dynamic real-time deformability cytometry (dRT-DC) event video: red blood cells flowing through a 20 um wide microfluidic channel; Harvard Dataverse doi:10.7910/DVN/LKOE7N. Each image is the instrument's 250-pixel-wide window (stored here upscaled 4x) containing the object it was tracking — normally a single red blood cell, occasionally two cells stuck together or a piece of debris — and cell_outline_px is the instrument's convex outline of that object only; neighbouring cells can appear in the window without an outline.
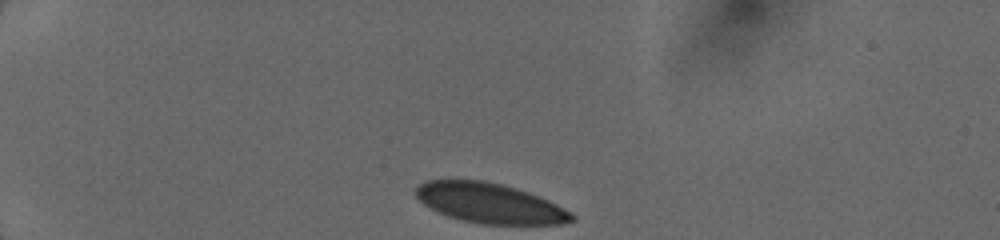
{"species": "human", "species_latin": "Homo sapiens", "temperature_condition": "cold", "stored_images_in_passage": 52, "camera_frame_rate_fps": 3000, "um_per_image_px": 0.085, "donor": {"sex": "female"}, "frame": {"image": 1, "passage_image": 1, "time_ms": 0.0, "image_size_px": [1000, 240], "cell_outline_px": [[576, 220], [560, 224], [484, 224], [464, 220], [448, 216], [424, 204], [412, 192], [424, 180], [484, 180], [516, 188], [528, 192], [548, 200], [572, 212], [576, 216]], "centroid_in_image_um": [41.65, 17.26], "position_along_channel_um": 43.4, "area_um2": 36.13}}
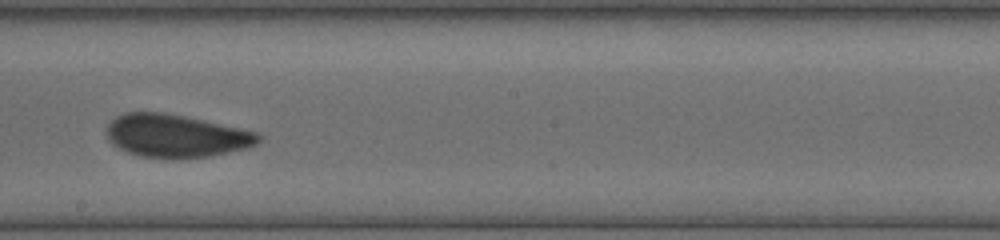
{"frame": {"image": 2, "passage_image": 35, "time_ms": 6.0, "image_size_px": [1000, 240], "cell_outline_px": [[264, 136], [256, 144], [248, 148], [208, 156], [168, 160], [140, 156], [128, 152], [112, 144], [108, 140], [108, 124], [116, 116], [124, 112], [164, 112], [184, 116], [240, 128], [256, 132]], "centroid_in_image_um": [14.96, 11.56], "position_along_channel_um": 233.2, "area_um2": 38.15}}
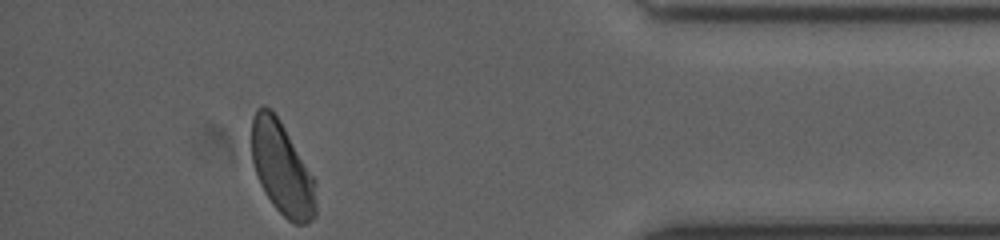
{"frame": {"image": 3, "passage_image": 52, "time_ms": 11.0, "image_size_px": [1000, 240], "cell_outline_px": [[316, 216], [308, 224], [292, 224], [272, 204], [264, 192], [260, 184], [252, 160], [252, 116], [256, 108], [268, 108], [280, 120], [316, 180]], "centroid_in_image_um": [24.0, 14.38], "position_along_channel_um": 411.2, "area_um2": 34.85}}